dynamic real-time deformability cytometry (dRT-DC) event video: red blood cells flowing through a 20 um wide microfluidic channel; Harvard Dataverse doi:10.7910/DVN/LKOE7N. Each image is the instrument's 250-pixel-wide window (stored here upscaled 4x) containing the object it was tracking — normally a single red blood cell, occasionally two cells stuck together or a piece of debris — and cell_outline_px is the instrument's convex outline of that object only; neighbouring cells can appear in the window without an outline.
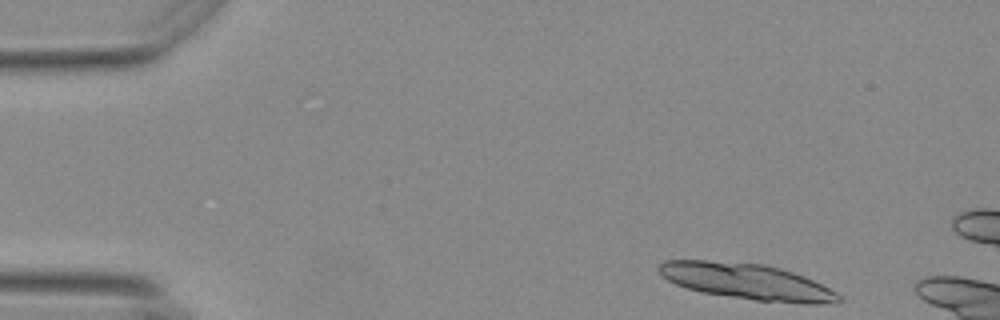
{"species": "Egyptian fruit bat (a non-hibernating species)", "species_latin": "Rousettus aegyptiacus", "temperature_condition": "warm", "stored_images_in_passage": 10, "camera_frame_rate_fps": 3000, "um_per_image_px": 0.085, "animal": {"sex": "female"}, "frame": {"image": 1, "passage_image": 1, "time_ms": 0.0, "image_size_px": [1000, 320], "cell_outline_px": [[844, 300], [836, 304], [804, 304], [756, 300], [700, 292], [676, 284], [668, 280], [660, 272], [660, 264], [664, 260], [708, 260], [764, 264], [780, 268], [804, 276], [836, 292]], "centroid_in_image_um": [63.54, 23.94], "position_along_channel_um": 21.5, "area_um2": 37.51}}